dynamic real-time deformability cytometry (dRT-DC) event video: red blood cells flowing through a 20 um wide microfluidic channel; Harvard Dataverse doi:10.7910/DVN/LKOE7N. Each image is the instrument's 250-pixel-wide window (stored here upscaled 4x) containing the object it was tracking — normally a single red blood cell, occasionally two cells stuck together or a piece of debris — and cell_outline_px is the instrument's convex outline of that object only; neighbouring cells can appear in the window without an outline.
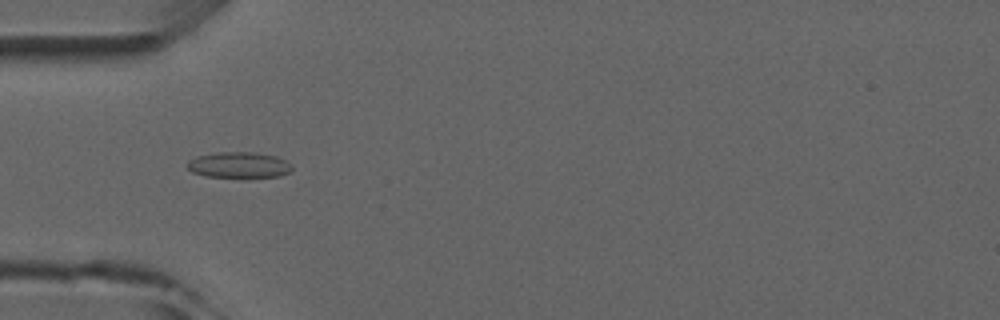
{"species": "common noctule bat (a hibernating species)", "species_latin": "Nyctalus noctula", "temperature_condition": "room temperature", "stored_images_in_passage": 8, "camera_frame_rate_fps": 3000, "um_per_image_px": 0.085, "animal": {"sex": "male", "forearm_length_mm": 52.5}, "frame": {"image": 1, "passage_image": 5, "time_ms": 4.667, "image_size_px": [1000, 320], "cell_outline_px": [[292, 172], [280, 176], [244, 180], [204, 176], [192, 172], [184, 164], [188, 160], [196, 156], [220, 152], [252, 152], [276, 156], [288, 160], [292, 164]], "centroid_in_image_um": [20.34, 14.07], "position_along_channel_um": 64.7, "area_um2": 16.88}}
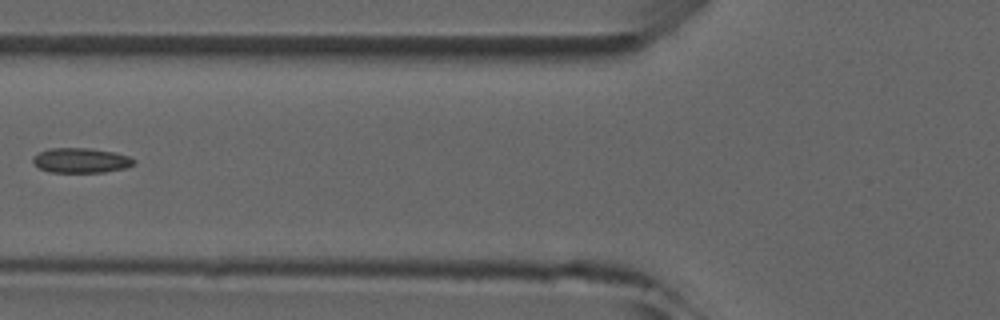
{"frame": {"image": 2, "passage_image": 6, "time_ms": 6.0, "image_size_px": [1000, 320], "cell_outline_px": [[136, 160], [132, 164], [124, 168], [104, 172], [48, 172], [40, 168], [32, 160], [32, 156], [48, 148], [88, 148], [112, 152], [128, 156]], "centroid_in_image_um": [6.84, 13.63], "position_along_channel_um": 119.0, "area_um2": 14.45}}
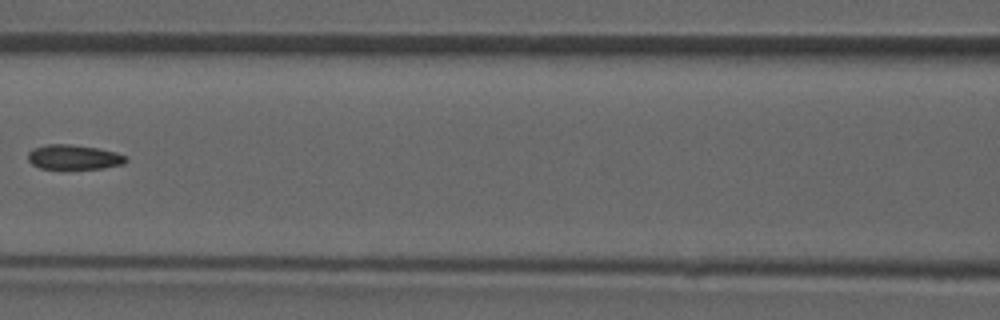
{"frame": {"image": 3, "passage_image": 7, "time_ms": 7.0, "image_size_px": [1000, 320], "cell_outline_px": [[128, 160], [124, 164], [104, 168], [40, 168], [32, 164], [28, 160], [28, 152], [32, 148], [44, 144], [72, 144], [96, 148], [116, 152], [128, 156]], "centroid_in_image_um": [6.28, 13.34], "position_along_channel_um": 160.3, "area_um2": 14.16}}